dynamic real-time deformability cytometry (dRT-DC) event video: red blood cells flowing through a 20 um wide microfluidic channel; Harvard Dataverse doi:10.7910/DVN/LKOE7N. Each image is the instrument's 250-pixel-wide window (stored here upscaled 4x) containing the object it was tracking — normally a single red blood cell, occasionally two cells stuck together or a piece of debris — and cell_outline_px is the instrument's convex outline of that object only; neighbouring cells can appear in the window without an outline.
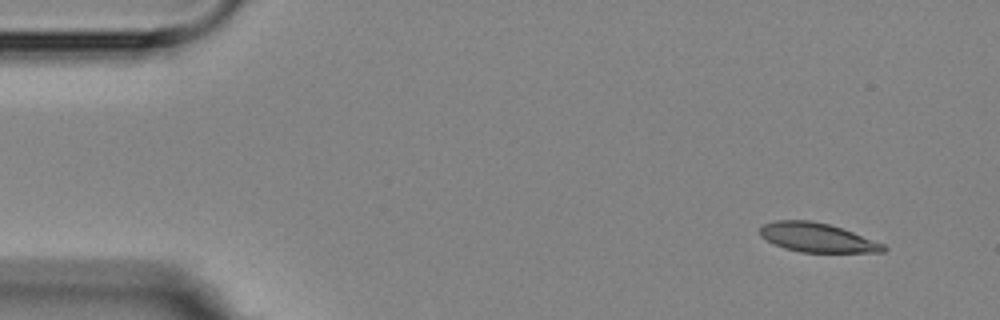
{"species": "Egyptian fruit bat (a non-hibernating species)", "species_latin": "Rousettus aegyptiacus", "temperature_condition": "room temperature", "stored_images_in_passage": 3, "camera_frame_rate_fps": 3000, "um_per_image_px": 0.085, "animal": {"sex": "female"}, "frame": {"image": 1, "passage_image": 1, "time_ms": 0.0, "image_size_px": [1000, 320], "cell_outline_px": [[888, 248], [884, 252], [800, 252], [784, 248], [760, 236], [760, 228], [764, 224], [776, 220], [812, 220], [828, 224], [852, 232], [884, 244]], "centroid_in_image_um": [69.45, 20.19], "position_along_channel_um": 15.5, "area_um2": 20.69}}
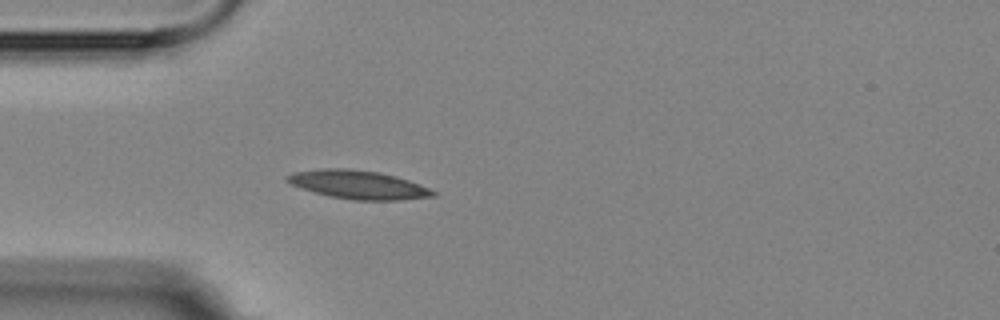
{"frame": {"image": 2, "passage_image": 3, "time_ms": 3.667, "image_size_px": [1000, 320], "cell_outline_px": [[436, 196], [400, 200], [352, 200], [328, 196], [292, 184], [284, 180], [284, 176], [292, 172], [324, 168], [348, 168], [380, 172], [396, 176], [408, 180], [428, 188], [436, 192]], "centroid_in_image_um": [30.43, 15.69], "position_along_channel_um": 54.6, "area_um2": 24.22}}